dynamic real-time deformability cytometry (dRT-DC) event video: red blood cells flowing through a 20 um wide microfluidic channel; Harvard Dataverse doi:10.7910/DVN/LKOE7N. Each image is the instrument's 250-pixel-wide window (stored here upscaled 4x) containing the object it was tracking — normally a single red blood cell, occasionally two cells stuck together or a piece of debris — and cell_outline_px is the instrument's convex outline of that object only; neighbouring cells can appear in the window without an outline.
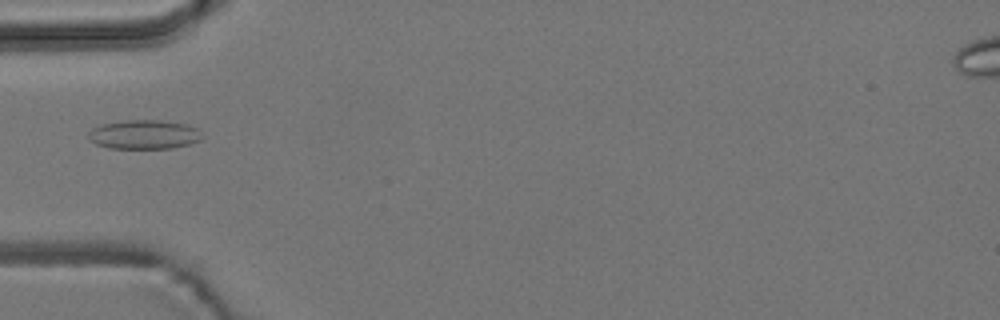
{"species": "common noctule bat (a hibernating species)", "species_latin": "Nyctalus noctula", "temperature_condition": "room temperature", "stored_images_in_passage": 5, "camera_frame_rate_fps": 3000, "um_per_image_px": 0.085, "animal": {"sex": "male", "body_mass_g": 19.2, "forearm_length_mm": 51.8}, "frame": {"image": 1, "passage_image": 5, "time_ms": 5.667, "image_size_px": [1000, 320], "cell_outline_px": [[204, 136], [200, 140], [188, 144], [172, 148], [108, 148], [96, 144], [88, 140], [88, 132], [92, 128], [100, 124], [124, 120], [160, 120], [184, 124], [196, 128]], "centroid_in_image_um": [12.2, 11.43], "position_along_channel_um": 72.8, "area_um2": 19.36}}